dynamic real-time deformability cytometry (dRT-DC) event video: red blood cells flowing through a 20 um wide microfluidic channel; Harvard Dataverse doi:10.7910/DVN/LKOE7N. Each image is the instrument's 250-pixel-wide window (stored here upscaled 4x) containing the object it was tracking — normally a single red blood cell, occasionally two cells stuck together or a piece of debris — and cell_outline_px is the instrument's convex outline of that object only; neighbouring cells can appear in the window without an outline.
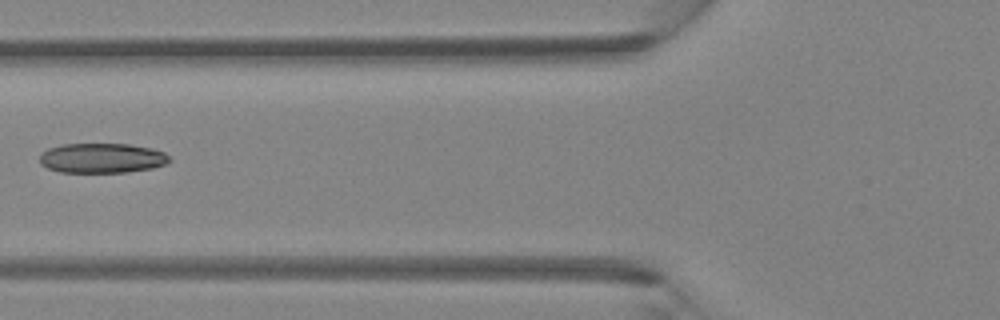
{"species": "Egyptian fruit bat (a non-hibernating species)", "species_latin": "Rousettus aegyptiacus", "temperature_condition": "room temperature", "stored_images_in_passage": 6, "camera_frame_rate_fps": 3000, "um_per_image_px": 0.085, "animal": {"sex": "female"}, "frame": {"image": 1, "passage_image": 6, "time_ms": 1.667, "image_size_px": [1000, 320], "cell_outline_px": [[172, 160], [164, 164], [152, 168], [124, 172], [60, 172], [48, 168], [40, 164], [40, 152], [48, 148], [60, 144], [128, 144], [152, 148], [164, 152]], "centroid_in_image_um": [8.63, 13.43], "position_along_channel_um": 117.2, "area_um2": 22.6}}